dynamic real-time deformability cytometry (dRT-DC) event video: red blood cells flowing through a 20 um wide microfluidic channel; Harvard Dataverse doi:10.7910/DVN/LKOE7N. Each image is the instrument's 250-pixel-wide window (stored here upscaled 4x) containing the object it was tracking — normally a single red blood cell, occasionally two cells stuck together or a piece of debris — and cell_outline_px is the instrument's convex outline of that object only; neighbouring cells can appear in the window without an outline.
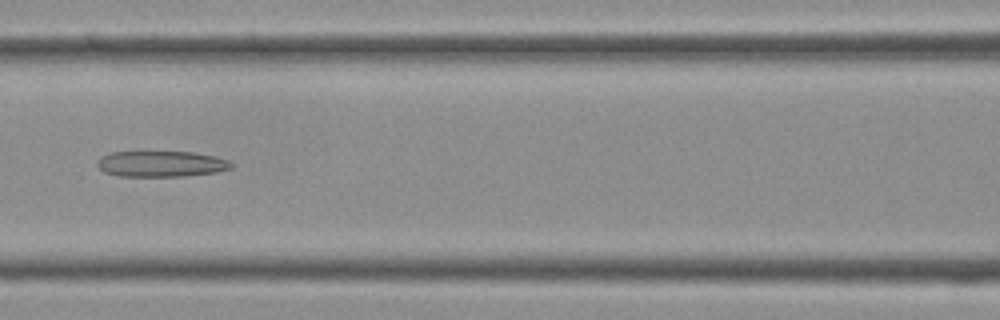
{"species": "Egyptian fruit bat (a non-hibernating species)", "species_latin": "Rousettus aegyptiacus", "temperature_condition": "cold", "stored_images_in_passage": 39, "camera_frame_rate_fps": 3000, "um_per_image_px": 0.085, "frame": {"image": 1, "passage_image": 17, "time_ms": 5.333, "image_size_px": [1000, 320], "cell_outline_px": [[236, 164], [232, 168], [216, 172], [188, 176], [120, 176], [104, 172], [96, 164], [96, 160], [100, 156], [112, 152], [148, 148], [192, 152], [216, 156], [228, 160]], "centroid_in_image_um": [13.67, 13.87], "position_along_channel_um": 152.9, "area_um2": 21.56}}
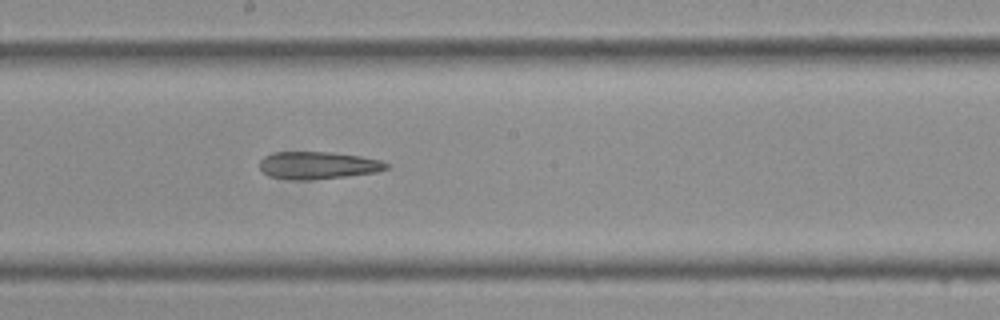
{"frame": {"image": 2, "passage_image": 21, "time_ms": 6.667, "image_size_px": [1000, 320], "cell_outline_px": [[392, 164], [388, 168], [376, 172], [344, 176], [308, 180], [292, 180], [268, 176], [260, 168], [260, 160], [264, 156], [276, 152], [332, 152], [360, 156], [380, 160]], "centroid_in_image_um": [27.03, 14.05], "position_along_channel_um": 221.2, "area_um2": 20.23}}
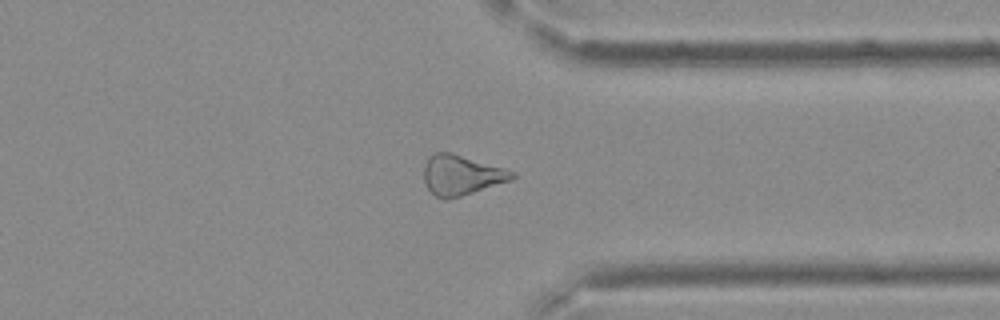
{"frame": {"image": 3, "passage_image": 30, "time_ms": 9.667, "image_size_px": [1000, 320], "cell_outline_px": [[516, 176], [512, 180], [460, 196], [444, 200], [436, 196], [428, 188], [424, 180], [424, 168], [428, 156], [432, 152], [452, 152], [504, 168], [516, 172]], "centroid_in_image_um": [39.21, 14.86], "position_along_channel_um": 372.2, "area_um2": 20.58}}